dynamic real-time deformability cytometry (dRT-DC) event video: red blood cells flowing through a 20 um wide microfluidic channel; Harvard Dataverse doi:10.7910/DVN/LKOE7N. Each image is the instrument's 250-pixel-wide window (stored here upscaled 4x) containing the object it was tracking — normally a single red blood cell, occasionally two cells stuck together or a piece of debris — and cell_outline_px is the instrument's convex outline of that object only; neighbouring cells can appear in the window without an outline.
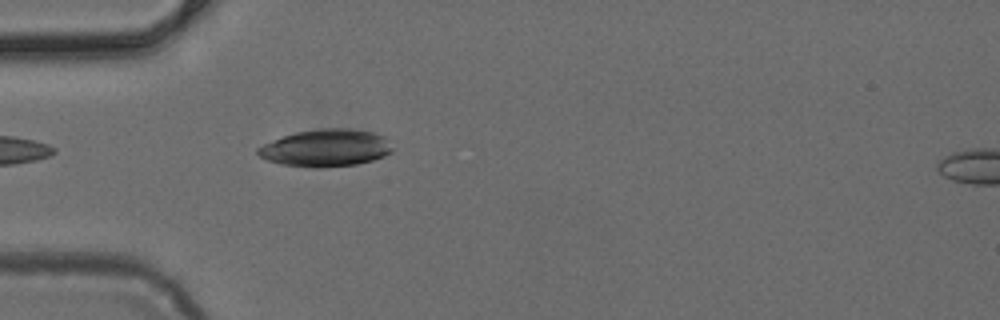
{"species": "common noctule bat (a hibernating species)", "species_latin": "Nyctalus noctula", "temperature_condition": "cold", "stored_images_in_passage": 5, "camera_frame_rate_fps": 3000, "um_per_image_px": 0.085, "animal": {"sex": "female", "body_mass_g": 24.6, "forearm_length_mm": 56.2}, "frame": {"image": 1, "passage_image": 4, "time_ms": 1.0, "image_size_px": [1000, 320], "cell_outline_px": [[392, 152], [384, 156], [372, 160], [356, 164], [280, 164], [268, 160], [260, 156], [256, 152], [256, 148], [264, 144], [284, 136], [296, 132], [316, 128], [348, 128], [372, 132], [384, 136], [388, 140], [392, 148]], "centroid_in_image_um": [27.73, 12.51], "position_along_channel_um": 57.3, "area_um2": 28.03}}